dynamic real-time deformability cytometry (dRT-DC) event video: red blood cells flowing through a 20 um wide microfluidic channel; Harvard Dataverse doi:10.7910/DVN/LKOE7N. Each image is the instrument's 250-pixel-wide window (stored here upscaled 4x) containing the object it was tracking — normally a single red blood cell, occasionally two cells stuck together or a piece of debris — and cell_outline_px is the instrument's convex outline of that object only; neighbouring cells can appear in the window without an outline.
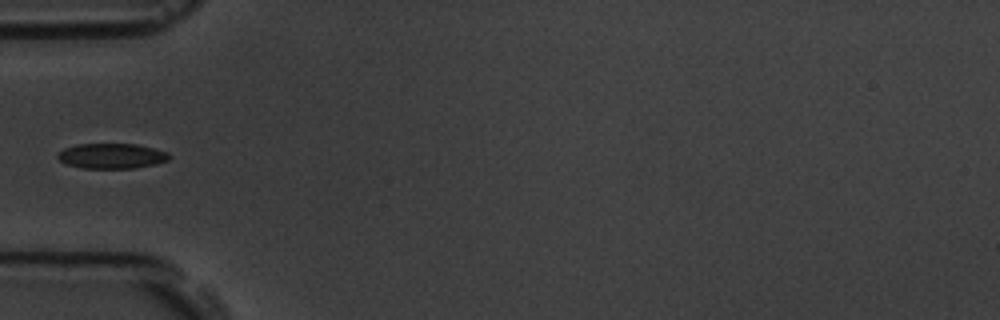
{"species": "common noctule bat (a hibernating species)", "species_latin": "Nyctalus noctula", "temperature_condition": "room temperature", "stored_images_in_passage": 8, "camera_frame_rate_fps": 3000, "um_per_image_px": 0.085, "animal": {"sex": "male", "body_mass_g": 19.5, "forearm_length_mm": 54.6}, "frame": {"image": 1, "passage_image": 5, "time_ms": 1.333, "image_size_px": [1000, 320], "cell_outline_px": [[172, 156], [168, 160], [156, 164], [136, 168], [80, 168], [68, 164], [60, 160], [56, 156], [64, 148], [76, 144], [136, 144], [168, 152]], "centroid_in_image_um": [9.51, 13.26], "position_along_channel_um": 75.5, "area_um2": 16.36}}
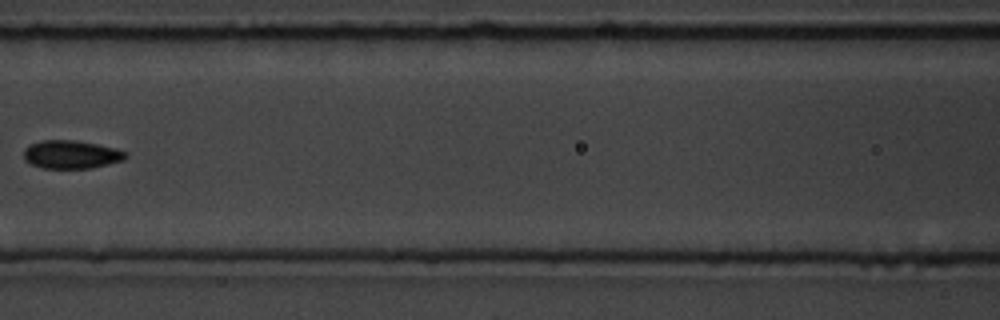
{"frame": {"image": 2, "passage_image": 7, "time_ms": 2.0, "image_size_px": [1000, 320], "cell_outline_px": [[128, 156], [124, 160], [92, 168], [44, 168], [32, 164], [24, 160], [24, 148], [40, 140], [72, 140], [96, 144], [116, 148], [128, 152]], "centroid_in_image_um": [6.08, 13.13], "position_along_channel_um": 160.5, "area_um2": 16.76}}
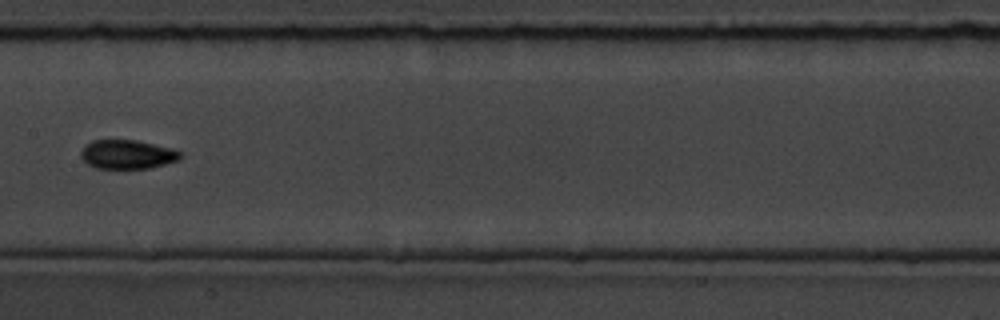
{"frame": {"image": 3, "passage_image": 8, "time_ms": 2.333, "image_size_px": [1000, 320], "cell_outline_px": [[184, 156], [176, 160], [164, 164], [148, 168], [96, 168], [88, 164], [80, 156], [80, 152], [84, 144], [92, 140], [136, 140], [172, 148], [180, 152]], "centroid_in_image_um": [10.79, 13.11], "position_along_channel_um": 196.6, "area_um2": 16.76}}